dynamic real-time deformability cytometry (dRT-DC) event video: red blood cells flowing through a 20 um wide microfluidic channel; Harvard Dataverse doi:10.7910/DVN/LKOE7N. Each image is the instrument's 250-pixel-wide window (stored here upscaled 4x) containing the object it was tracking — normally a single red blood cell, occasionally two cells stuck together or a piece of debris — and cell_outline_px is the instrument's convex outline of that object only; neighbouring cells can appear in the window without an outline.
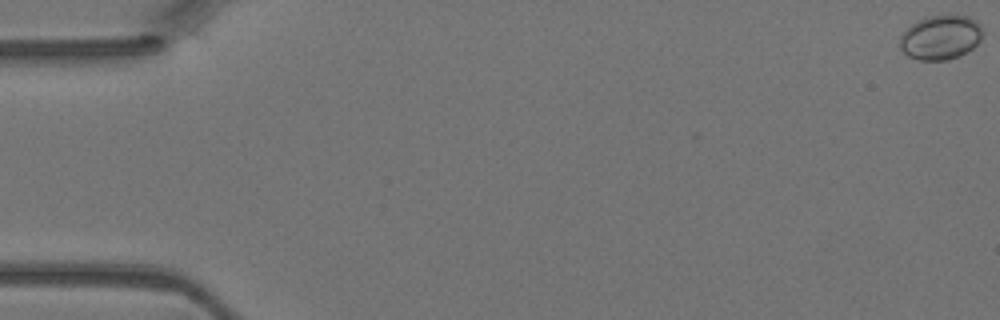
{"species": "Egyptian fruit bat (a non-hibernating species)", "species_latin": "Rousettus aegyptiacus", "temperature_condition": "warm", "stored_images_in_passage": 47, "camera_frame_rate_fps": 3000, "um_per_image_px": 0.085, "animal": {"sex": "female"}, "frame": {"image": 1, "passage_image": 1, "time_ms": 0.0, "image_size_px": [1000, 320], "cell_outline_px": [[984, 32], [980, 40], [972, 48], [960, 56], [948, 60], [920, 60], [908, 56], [900, 48], [900, 36], [912, 24], [920, 20], [932, 16], [956, 12], [968, 16], [976, 20], [980, 24]], "centroid_in_image_um": [80.0, 3.15], "position_along_channel_um": 5.0, "area_um2": 21.73}}
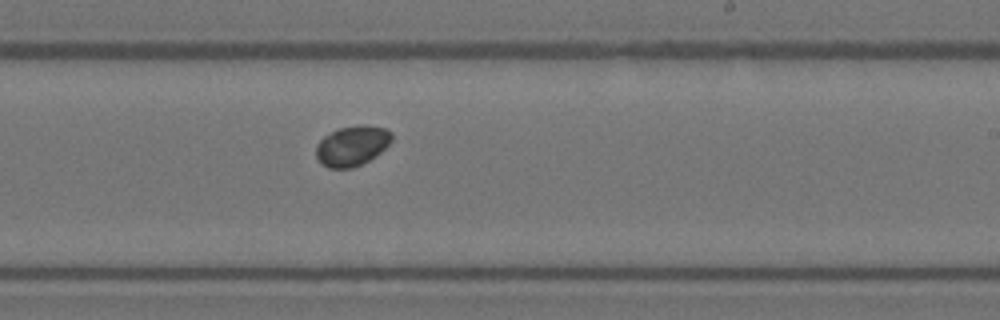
{"frame": {"image": 2, "passage_image": 29, "time_ms": 9.333, "image_size_px": [1000, 320], "cell_outline_px": [[392, 140], [376, 156], [352, 168], [328, 168], [320, 164], [316, 156], [316, 144], [324, 136], [340, 128], [360, 124], [384, 128], [392, 132]], "centroid_in_image_um": [29.9, 12.4], "position_along_channel_um": 259.1, "area_um2": 17.63}}
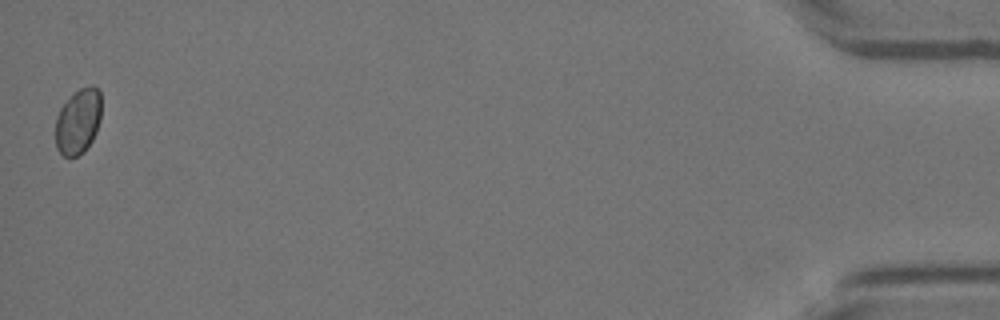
{"frame": {"image": 3, "passage_image": 47, "time_ms": 15.333, "image_size_px": [1000, 320], "cell_outline_px": [[100, 120], [96, 132], [92, 140], [84, 152], [76, 156], [64, 156], [56, 148], [56, 116], [60, 108], [80, 88], [92, 84], [100, 88]], "centroid_in_image_um": [6.65, 10.31], "position_along_channel_um": 428.5, "area_um2": 17.4}}